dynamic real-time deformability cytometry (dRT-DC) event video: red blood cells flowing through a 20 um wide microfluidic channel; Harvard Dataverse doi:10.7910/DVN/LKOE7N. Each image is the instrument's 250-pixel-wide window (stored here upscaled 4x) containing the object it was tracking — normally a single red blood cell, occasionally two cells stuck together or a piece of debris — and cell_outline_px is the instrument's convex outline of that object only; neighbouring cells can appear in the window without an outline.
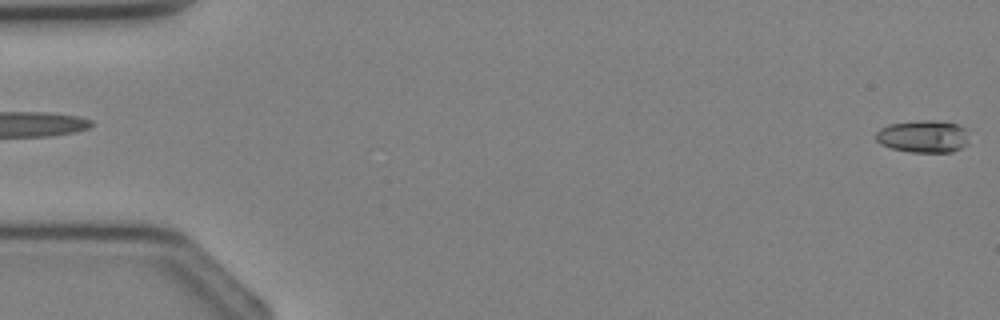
{"species": "Egyptian fruit bat (a non-hibernating species)", "species_latin": "Rousettus aegyptiacus", "temperature_condition": "cold", "stored_images_in_passage": 3, "segment_of_instrument_passage": [2, 2], "camera_frame_rate_fps": 3000, "um_per_image_px": 0.085, "animal": {"sex": "female"}, "frame": {"image": 1, "passage_image": 3, "time_ms": 2.0, "image_size_px": [1000, 320], "cell_outline_px": [[968, 144], [952, 152], [912, 152], [892, 148], [880, 144], [876, 140], [876, 132], [880, 128], [888, 124], [924, 120], [932, 120], [960, 124], [968, 128]], "centroid_in_image_um": [78.52, 11.59], "position_along_channel_um": 6.5, "area_um2": 17.8}}